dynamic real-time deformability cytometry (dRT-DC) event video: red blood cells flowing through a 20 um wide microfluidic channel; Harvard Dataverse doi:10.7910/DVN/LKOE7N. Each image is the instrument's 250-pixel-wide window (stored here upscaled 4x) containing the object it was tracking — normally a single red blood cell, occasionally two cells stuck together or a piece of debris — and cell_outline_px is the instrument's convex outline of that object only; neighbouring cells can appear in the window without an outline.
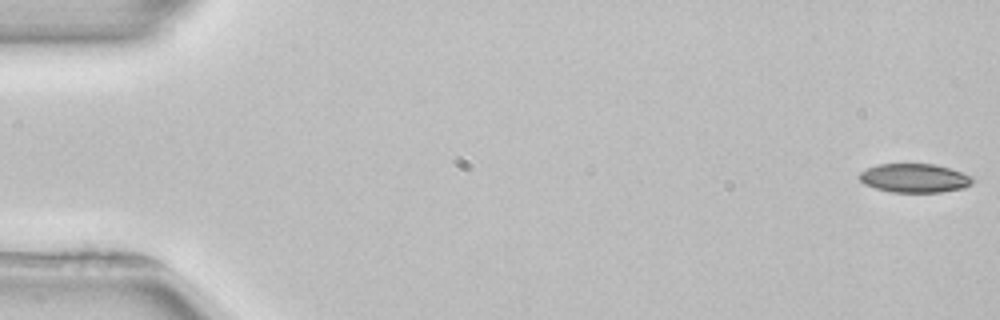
{"species": "common noctule bat (a hibernating species)", "species_latin": "Nyctalus noctula", "temperature_condition": "room temperature", "stored_images_in_passage": 53, "camera_frame_rate_fps": 3000, "um_per_image_px": 0.085, "animal": {"sex": "female", "body_mass_g": 22.7, "forearm_length_mm": 54.2}, "frame": {"image": 1, "passage_image": 1, "time_ms": 0.0, "image_size_px": [1000, 320], "cell_outline_px": [[976, 180], [972, 184], [964, 188], [940, 192], [892, 192], [876, 188], [864, 184], [860, 180], [860, 172], [876, 164], [936, 164], [972, 176]], "centroid_in_image_um": [77.76, 15.14], "position_along_channel_um": 7.2, "area_um2": 19.02}}
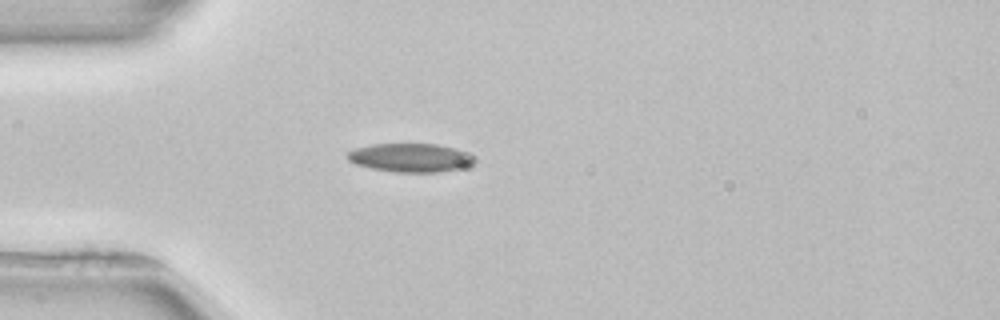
{"frame": {"image": 2, "passage_image": 15, "time_ms": 4.667, "image_size_px": [1000, 320], "cell_outline_px": [[476, 160], [472, 164], [460, 168], [440, 172], [396, 172], [372, 168], [356, 164], [348, 160], [348, 152], [356, 148], [372, 144], [436, 144], [456, 148], [468, 152], [476, 156]], "centroid_in_image_um": [34.95, 13.4], "position_along_channel_um": 50.1, "area_um2": 21.21}}
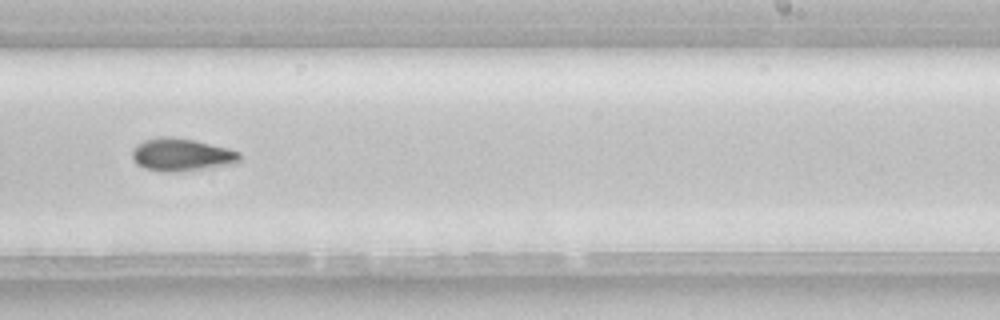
{"frame": {"image": 3, "passage_image": 33, "time_ms": 10.667, "image_size_px": [1000, 320], "cell_outline_px": [[240, 160], [236, 164], [180, 172], [160, 172], [144, 168], [136, 164], [132, 156], [132, 148], [136, 144], [144, 140], [160, 136], [172, 136], [196, 140], [228, 148], [240, 152]], "centroid_in_image_um": [15.42, 13.15], "position_along_channel_um": 273.6, "area_um2": 20.98}, "authors_computed_cell_mechanics": {"area_um2": 20.2878, "velocity_mm_per_s": 3.9347, "shape_relaxation_time_tau1_ms": 4.4802, "shape_relaxation_time_tau2_ms": null, "deformation_change_tau1": 0.1142, "deformation_change_tau2": null}}